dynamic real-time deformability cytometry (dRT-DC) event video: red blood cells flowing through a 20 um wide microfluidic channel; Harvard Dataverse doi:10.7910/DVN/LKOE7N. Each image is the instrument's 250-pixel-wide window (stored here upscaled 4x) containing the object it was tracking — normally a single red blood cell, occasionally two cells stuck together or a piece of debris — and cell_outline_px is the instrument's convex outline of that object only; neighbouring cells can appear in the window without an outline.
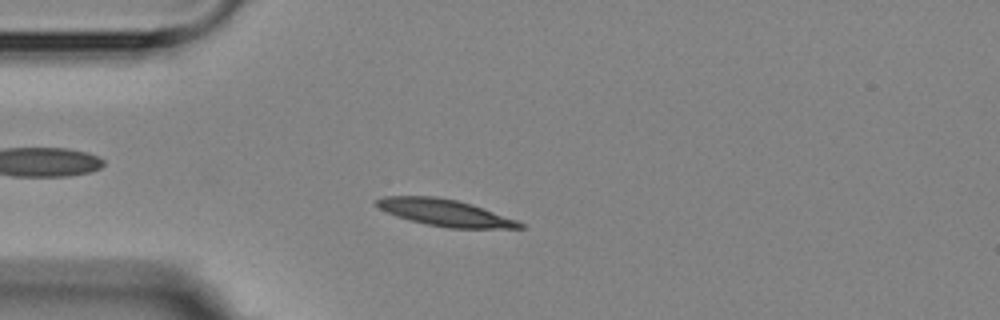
{"species": "Egyptian fruit bat (a non-hibernating species)", "species_latin": "Rousettus aegyptiacus", "temperature_condition": "room temperature", "stored_images_in_passage": 5, "camera_frame_rate_fps": 3000, "um_per_image_px": 0.085, "animal": {"sex": "female"}, "frame": {"image": 1, "passage_image": 3, "time_ms": 2.333, "image_size_px": [1000, 320], "cell_outline_px": [[524, 228], [448, 228], [428, 224], [396, 216], [380, 208], [376, 204], [376, 200], [384, 196], [436, 196], [456, 200], [472, 204], [516, 220], [524, 224]], "centroid_in_image_um": [37.83, 18.07], "position_along_channel_um": 47.2, "area_um2": 21.91}}
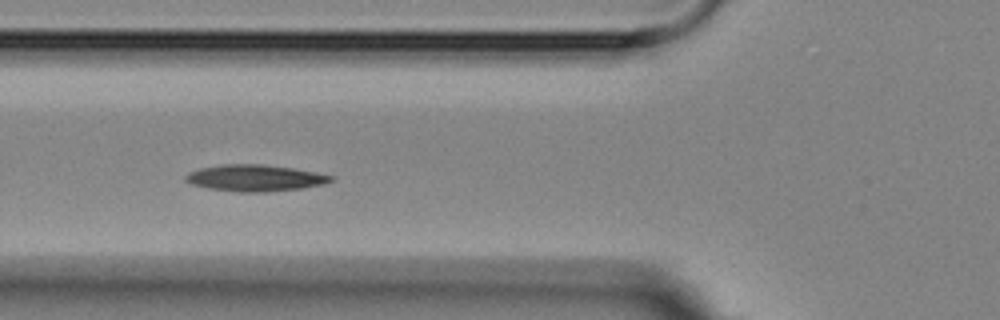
{"frame": {"image": 2, "passage_image": 5, "time_ms": 4.333, "image_size_px": [1000, 320], "cell_outline_px": [[332, 180], [324, 184], [300, 188], [264, 192], [236, 192], [208, 188], [192, 184], [184, 180], [184, 176], [188, 172], [200, 168], [224, 164], [260, 164], [292, 168], [316, 172], [332, 176]], "centroid_in_image_um": [21.62, 15.13], "position_along_channel_um": 104.2, "area_um2": 22.31}}